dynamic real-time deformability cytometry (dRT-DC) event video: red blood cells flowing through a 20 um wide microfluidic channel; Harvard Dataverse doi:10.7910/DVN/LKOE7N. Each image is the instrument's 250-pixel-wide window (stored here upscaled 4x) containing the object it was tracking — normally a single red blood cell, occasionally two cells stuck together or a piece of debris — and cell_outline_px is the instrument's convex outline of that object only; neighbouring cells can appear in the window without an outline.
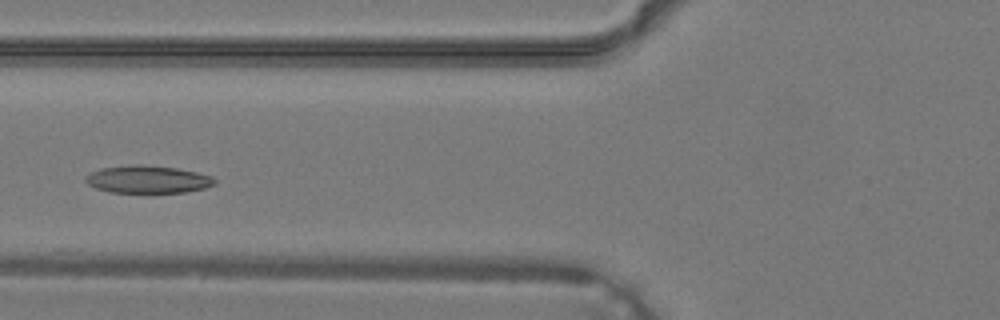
{"species": "common noctule bat (a hibernating species)", "species_latin": "Nyctalus noctula", "temperature_condition": "warm", "stored_images_in_passage": 27, "camera_frame_rate_fps": 3000, "um_per_image_px": 0.085, "animal": {"sex": "male", "body_mass_g": 19.2, "forearm_length_mm": 51.8}, "frame": {"image": 1, "passage_image": 4, "time_ms": 1.0, "image_size_px": [1000, 320], "cell_outline_px": [[216, 184], [204, 188], [184, 192], [108, 192], [96, 188], [88, 184], [84, 180], [84, 176], [100, 168], [128, 164], [140, 164], [176, 168], [196, 172], [212, 176], [216, 180]], "centroid_in_image_um": [12.53, 15.23], "position_along_channel_um": 113.3, "area_um2": 20.81}}
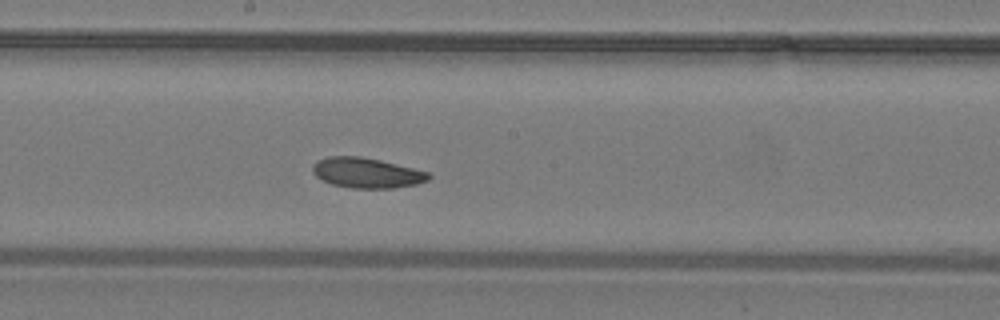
{"frame": {"image": 2, "passage_image": 10, "time_ms": 3.0, "image_size_px": [1000, 320], "cell_outline_px": [[432, 176], [428, 180], [416, 184], [396, 188], [352, 188], [332, 184], [320, 180], [312, 172], [312, 164], [316, 160], [328, 156], [360, 156], [380, 160], [428, 172]], "centroid_in_image_um": [31.12, 14.69], "position_along_channel_um": 217.1, "area_um2": 20.52}}
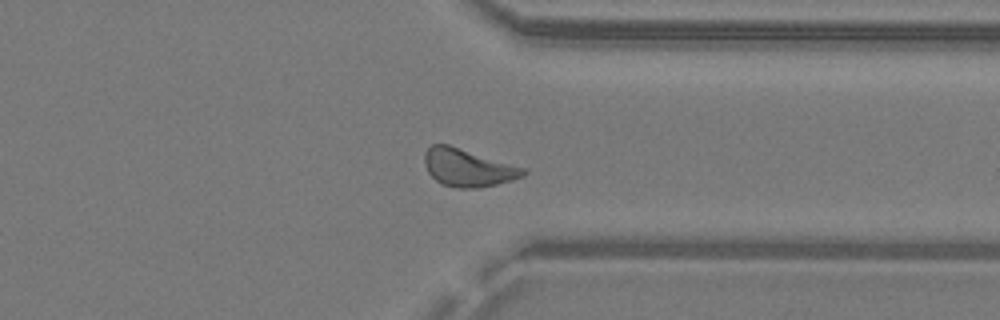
{"frame": {"image": 3, "passage_image": 19, "time_ms": 6.0, "image_size_px": [1000, 320], "cell_outline_px": [[528, 172], [524, 176], [512, 180], [480, 188], [456, 188], [440, 184], [428, 172], [424, 164], [424, 152], [432, 144], [448, 144], [524, 168]], "centroid_in_image_um": [39.74, 14.26], "position_along_channel_um": 371.7, "area_um2": 21.62}}